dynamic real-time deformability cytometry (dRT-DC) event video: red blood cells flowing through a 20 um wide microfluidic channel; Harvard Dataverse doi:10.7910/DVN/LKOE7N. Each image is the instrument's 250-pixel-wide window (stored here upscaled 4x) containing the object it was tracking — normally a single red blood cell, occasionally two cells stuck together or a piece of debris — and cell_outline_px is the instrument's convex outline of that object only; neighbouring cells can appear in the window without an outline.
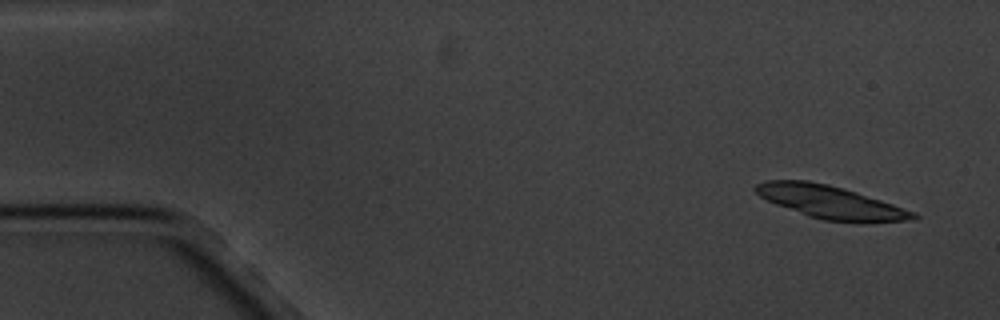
{"species": "common noctule bat (a hibernating species)", "species_latin": "Nyctalus noctula", "temperature_condition": "cold", "stored_images_in_passage": 4, "camera_frame_rate_fps": 3000, "um_per_image_px": 0.085, "animal": {"sex": "male", "body_mass_g": 20.1, "forearm_length_mm": 53.5}, "frame": {"image": 1, "passage_image": 1, "time_ms": 0.0, "image_size_px": [1000, 320], "cell_outline_px": [[920, 216], [904, 220], [824, 220], [808, 216], [776, 204], [760, 196], [752, 188], [756, 184], [768, 180], [808, 180], [828, 184], [844, 188], [916, 212]], "centroid_in_image_um": [70.48, 17.13], "position_along_channel_um": 14.5, "area_um2": 29.13}}